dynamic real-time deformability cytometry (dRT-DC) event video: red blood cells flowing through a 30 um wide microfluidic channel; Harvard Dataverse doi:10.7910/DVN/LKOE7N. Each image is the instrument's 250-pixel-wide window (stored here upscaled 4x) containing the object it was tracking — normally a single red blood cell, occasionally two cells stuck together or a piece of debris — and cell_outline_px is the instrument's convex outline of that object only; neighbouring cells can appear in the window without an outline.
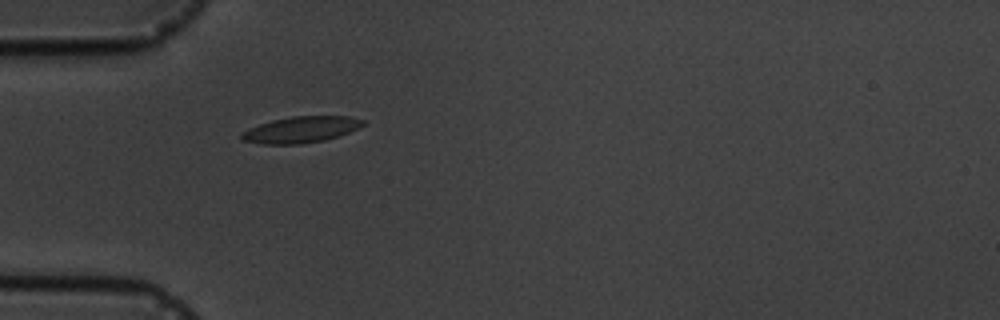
{"species": "common noctule bat (a hibernating species)", "species_latin": "Nyctalus noctula", "temperature_condition": "cold", "stored_images_in_passage": 2, "camera_frame_rate_fps": 3000, "um_per_image_px": 0.085, "animal": {"sex": "male", "body_mass_g": 19.5, "forearm_length_mm": 54.6}, "frame": {"image": 1, "passage_image": 2, "time_ms": 2.0, "image_size_px": [1000, 320], "cell_outline_px": [[364, 124], [360, 128], [340, 136], [324, 140], [300, 144], [260, 144], [244, 140], [240, 136], [240, 132], [248, 128], [272, 120], [292, 116], [348, 116], [364, 120]], "centroid_in_image_um": [25.59, 11.02], "position_along_channel_um": 59.4, "area_um2": 18.67}}